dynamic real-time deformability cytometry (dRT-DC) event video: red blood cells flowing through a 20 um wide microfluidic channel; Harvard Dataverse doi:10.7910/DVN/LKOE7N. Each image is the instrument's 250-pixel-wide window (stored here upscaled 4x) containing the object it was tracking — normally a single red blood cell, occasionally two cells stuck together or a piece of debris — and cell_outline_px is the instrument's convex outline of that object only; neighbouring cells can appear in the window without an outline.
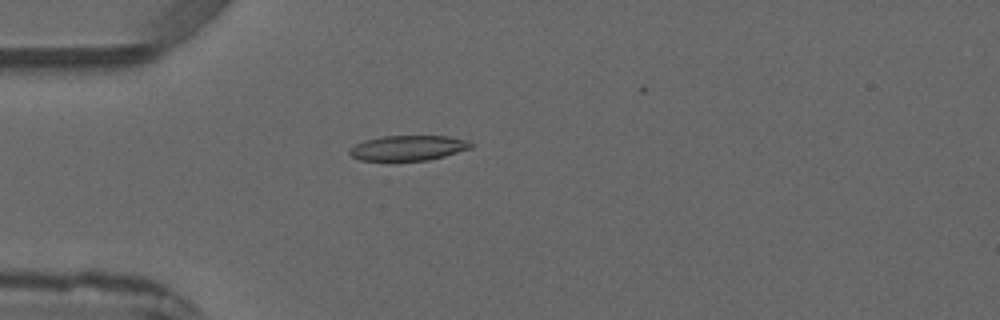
{"species": "common noctule bat (a hibernating species)", "species_latin": "Nyctalus noctula", "temperature_condition": "warm", "stored_images_in_passage": 4, "camera_frame_rate_fps": 3000, "um_per_image_px": 0.085, "animal": {"sex": "male", "forearm_length_mm": 52.5}, "frame": {"image": 1, "passage_image": 4, "time_ms": 3.333, "image_size_px": [1000, 320], "cell_outline_px": [[476, 144], [472, 148], [444, 156], [428, 160], [360, 160], [352, 156], [348, 152], [356, 144], [364, 140], [384, 136], [448, 136], [468, 140]], "centroid_in_image_um": [34.75, 12.56], "position_along_channel_um": 50.2, "area_um2": 17.69}}